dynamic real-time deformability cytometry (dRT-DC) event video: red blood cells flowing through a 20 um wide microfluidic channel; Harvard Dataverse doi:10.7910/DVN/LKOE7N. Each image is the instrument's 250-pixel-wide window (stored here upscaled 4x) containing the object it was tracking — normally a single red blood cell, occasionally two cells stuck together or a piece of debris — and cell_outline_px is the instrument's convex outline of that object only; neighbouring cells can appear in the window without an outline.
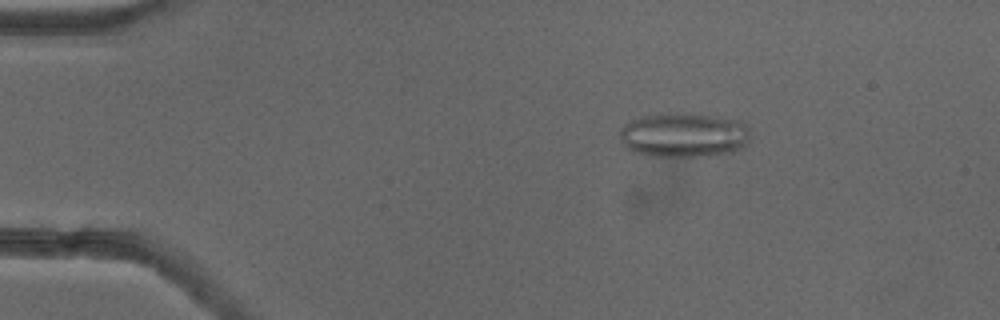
{"species": "common noctule bat (a hibernating species)", "species_latin": "Nyctalus noctula", "temperature_condition": "cold", "stored_images_in_passage": 53, "camera_frame_rate_fps": 3000, "um_per_image_px": 0.085, "animal": {"sex": "female"}, "frame": {"image": 1, "passage_image": 9, "time_ms": 2.667, "image_size_px": [1000, 320], "cell_outline_px": [[748, 140], [744, 148], [732, 152], [704, 156], [648, 156], [632, 152], [624, 148], [620, 140], [620, 128], [624, 124], [640, 116], [660, 112], [668, 112], [712, 116], [740, 120], [748, 124]], "centroid_in_image_um": [58.08, 11.47], "position_along_channel_um": 26.9, "area_um2": 34.45}}
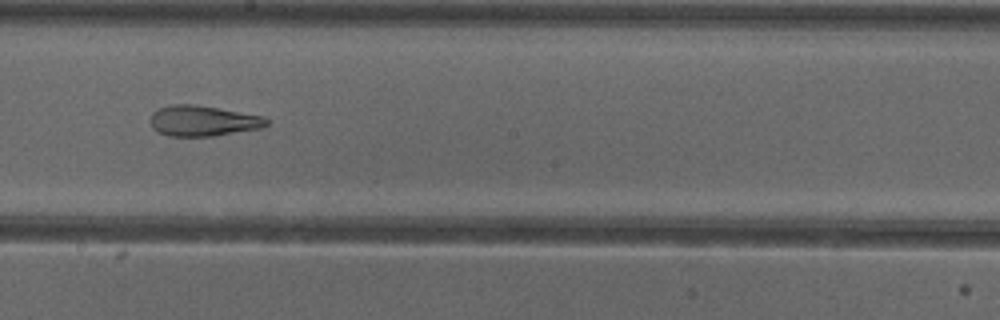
{"frame": {"image": 2, "passage_image": 30, "time_ms": 9.667, "image_size_px": [1000, 320], "cell_outline_px": [[268, 124], [260, 128], [212, 136], [168, 136], [152, 128], [148, 120], [152, 112], [160, 108], [172, 104], [196, 104], [264, 116], [268, 120]], "centroid_in_image_um": [17.21, 10.26], "position_along_channel_um": 231.0, "area_um2": 20.75}}
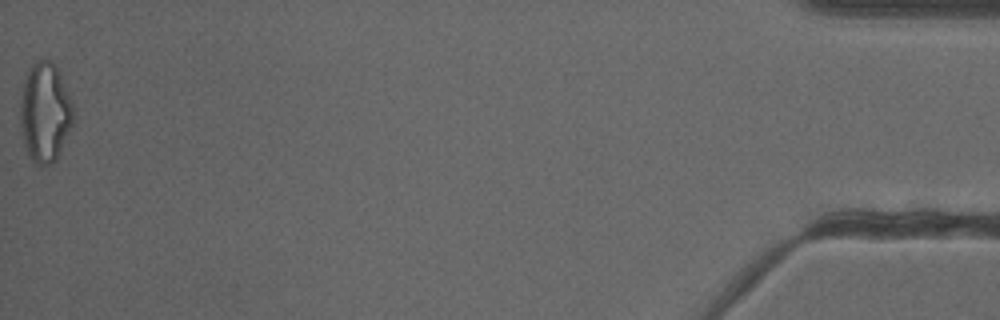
{"frame": {"image": 3, "passage_image": 53, "time_ms": 17.333, "image_size_px": [1000, 320], "cell_outline_px": [[72, 124], [60, 152], [56, 160], [52, 164], [40, 168], [28, 156], [24, 148], [20, 132], [20, 100], [24, 80], [28, 68], [40, 56], [52, 60], [56, 64], [60, 72], [72, 104]], "centroid_in_image_um": [3.78, 9.55], "position_along_channel_um": 431.4, "area_um2": 31.5}, "authors_computed_cell_mechanics": {"area_um2": 26.8192, "velocity_mm_per_s": 3.919, "shape_relaxation_time_tau1_ms": null, "shape_relaxation_time_tau2_ms": 2.6123, "deformation_change_tau1": null, "deformation_change_tau2": 0.1233}}